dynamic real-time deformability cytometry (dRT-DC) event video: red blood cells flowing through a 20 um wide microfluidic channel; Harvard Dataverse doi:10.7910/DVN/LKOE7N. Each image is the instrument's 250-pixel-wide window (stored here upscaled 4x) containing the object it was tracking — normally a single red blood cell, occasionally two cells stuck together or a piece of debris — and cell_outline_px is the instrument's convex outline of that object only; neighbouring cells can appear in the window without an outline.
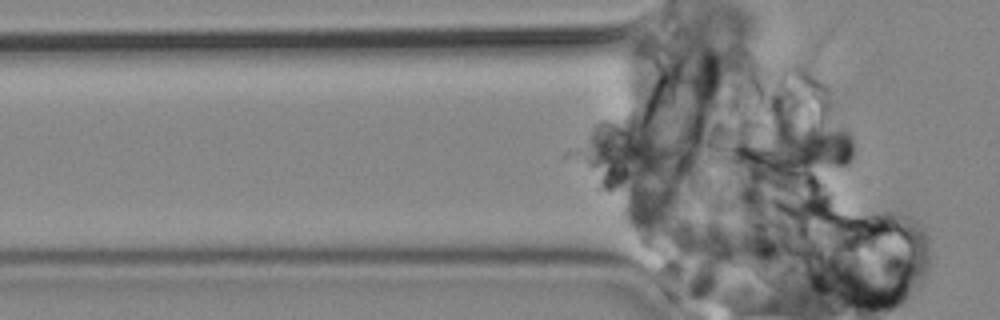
{"species": "common noctule bat (a hibernating species)", "species_latin": "Nyctalus noctula", "temperature_condition": "cold", "stored_images_in_passage": 46, "camera_frame_rate_fps": 3000, "um_per_image_px": 0.085, "animal": {"sex": "male", "body_mass_g": 19.2, "forearm_length_mm": 51.8}, "frame": {"image": 1, "passage_image": 46, "time_ms": 15.0, "image_size_px": [1000, 320], "cell_outline_px": [[852, 156], [848, 164], [816, 168], [772, 168], [764, 164], [768, 140], [772, 128], [812, 124], [840, 128], [852, 140]], "centroid_in_image_um": [68.67, 12.51], "position_along_channel_um": 57.1, "area_um2": 24.22}}